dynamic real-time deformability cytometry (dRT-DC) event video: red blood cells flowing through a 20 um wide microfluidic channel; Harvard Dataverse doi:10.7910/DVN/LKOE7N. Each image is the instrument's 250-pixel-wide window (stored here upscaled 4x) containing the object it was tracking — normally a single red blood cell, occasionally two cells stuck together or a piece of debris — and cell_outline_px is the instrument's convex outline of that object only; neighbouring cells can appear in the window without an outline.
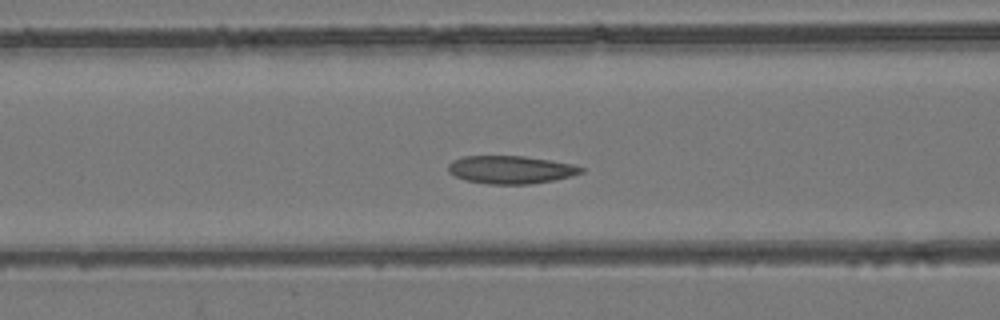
{"species": "common noctule bat (a hibernating species)", "species_latin": "Nyctalus noctula", "temperature_condition": "room temperature", "stored_images_in_passage": 51, "camera_frame_rate_fps": 3000, "um_per_image_px": 0.085, "animal": {"sex": "female", "body_mass_g": 24.6, "forearm_length_mm": 56.2}, "frame": {"image": 1, "passage_image": 19, "time_ms": 6.0, "image_size_px": [1000, 320], "cell_outline_px": [[584, 172], [572, 176], [552, 180], [528, 184], [488, 184], [464, 180], [448, 172], [448, 164], [452, 160], [464, 156], [524, 156], [572, 164], [584, 168]], "centroid_in_image_um": [43.39, 14.42], "position_along_channel_um": 123.2, "area_um2": 21.56}}
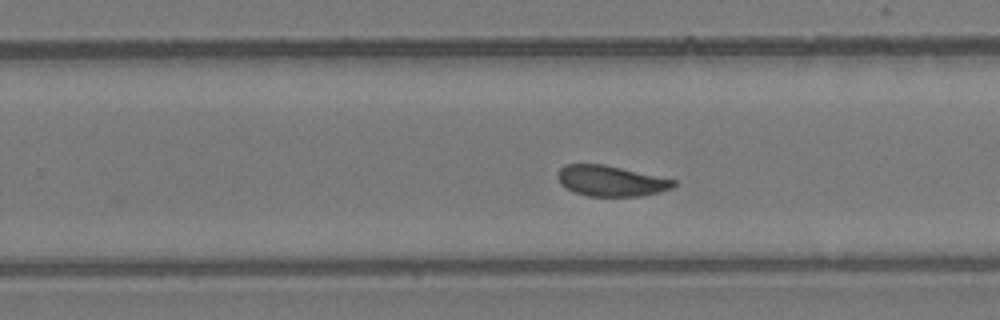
{"frame": {"image": 2, "passage_image": 31, "time_ms": 10.0, "image_size_px": [1000, 320], "cell_outline_px": [[676, 184], [672, 188], [660, 192], [640, 196], [588, 196], [572, 192], [560, 184], [556, 176], [556, 172], [564, 164], [604, 164], [676, 180]], "centroid_in_image_um": [51.87, 15.37], "position_along_channel_um": 277.9, "area_um2": 20.87}}
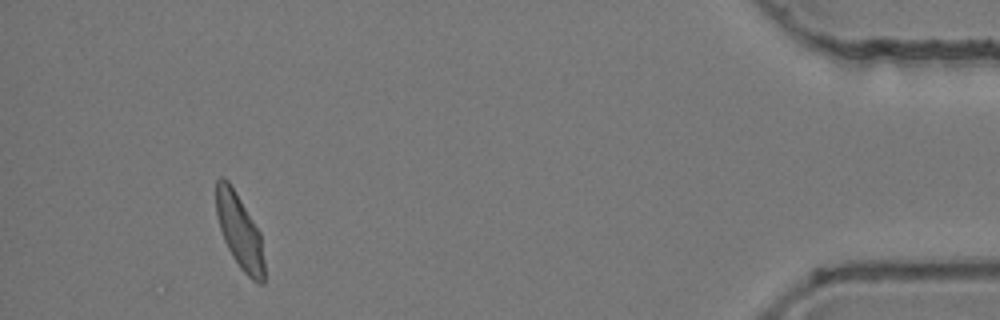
{"frame": {"image": 3, "passage_image": 47, "time_ms": 15.333, "image_size_px": [1000, 320], "cell_outline_px": [[264, 284], [260, 284], [252, 280], [240, 268], [232, 256], [224, 240], [220, 228], [216, 212], [216, 180], [220, 176], [224, 176], [228, 180], [236, 192], [260, 232], [264, 260]], "centroid_in_image_um": [20.36, 19.66], "position_along_channel_um": 414.8, "area_um2": 20.87}, "authors_computed_cell_mechanics": {"area_um2": 21.6172, "velocity_mm_per_s": 3.8716, "shape_relaxation_time_tau1_ms": 7.3636, "shape_relaxation_time_tau2_ms": 1.7236, "deformation_change_tau1": 0.1603, "deformation_change_tau2": 0.0637}}